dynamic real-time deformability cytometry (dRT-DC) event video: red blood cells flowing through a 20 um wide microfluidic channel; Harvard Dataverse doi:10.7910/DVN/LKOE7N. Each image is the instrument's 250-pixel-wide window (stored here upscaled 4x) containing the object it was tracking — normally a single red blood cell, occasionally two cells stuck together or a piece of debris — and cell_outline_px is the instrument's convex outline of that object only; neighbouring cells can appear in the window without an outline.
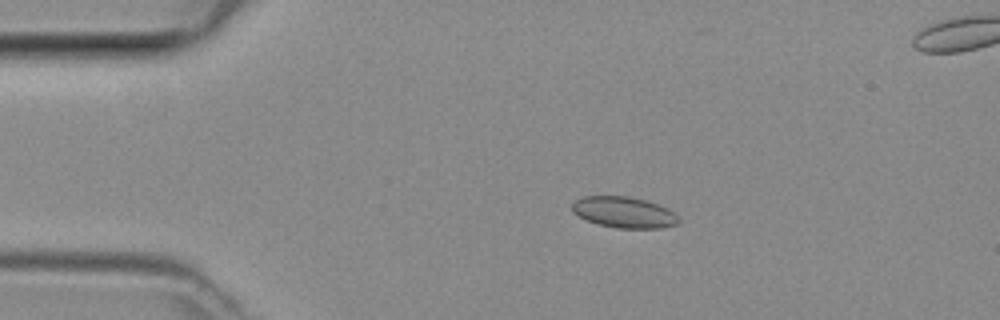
{"species": "common noctule bat (a hibernating species)", "species_latin": "Nyctalus noctula", "temperature_condition": "room temperature", "stored_images_in_passage": 13, "camera_frame_rate_fps": 3000, "um_per_image_px": 0.085, "animal": {"sex": "female", "body_mass_g": 29.2, "forearm_length_mm": 56.3}, "frame": {"image": 1, "passage_image": 9, "time_ms": 2.667, "image_size_px": [1000, 320], "cell_outline_px": [[680, 220], [676, 224], [660, 228], [616, 228], [600, 224], [588, 220], [572, 212], [572, 204], [576, 200], [584, 196], [628, 196], [644, 200], [668, 208]], "centroid_in_image_um": [53.02, 18.04], "position_along_channel_um": 32.0, "area_um2": 18.96}}